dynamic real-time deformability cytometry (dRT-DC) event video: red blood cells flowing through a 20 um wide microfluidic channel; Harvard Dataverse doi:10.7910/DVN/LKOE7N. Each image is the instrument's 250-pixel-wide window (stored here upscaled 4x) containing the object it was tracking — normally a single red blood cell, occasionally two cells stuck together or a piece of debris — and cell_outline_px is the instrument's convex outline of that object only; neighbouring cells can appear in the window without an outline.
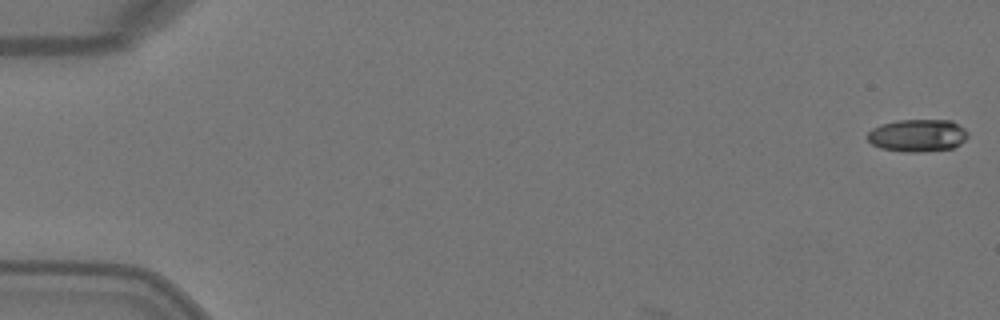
{"species": "Egyptian fruit bat (a non-hibernating species)", "species_latin": "Rousettus aegyptiacus", "temperature_condition": "warm", "stored_images_in_passage": 3, "camera_frame_rate_fps": 3000, "um_per_image_px": 0.085, "animal": {"sex": "female"}, "frame": {"image": 1, "passage_image": 1, "time_ms": 0.0, "image_size_px": [1000, 320], "cell_outline_px": [[968, 136], [960, 144], [952, 148], [920, 152], [904, 152], [880, 148], [872, 144], [868, 140], [868, 132], [872, 128], [880, 124], [896, 120], [952, 120], [964, 128], [968, 132]], "centroid_in_image_um": [77.99, 11.51], "position_along_channel_um": 7.0, "area_um2": 19.13}}